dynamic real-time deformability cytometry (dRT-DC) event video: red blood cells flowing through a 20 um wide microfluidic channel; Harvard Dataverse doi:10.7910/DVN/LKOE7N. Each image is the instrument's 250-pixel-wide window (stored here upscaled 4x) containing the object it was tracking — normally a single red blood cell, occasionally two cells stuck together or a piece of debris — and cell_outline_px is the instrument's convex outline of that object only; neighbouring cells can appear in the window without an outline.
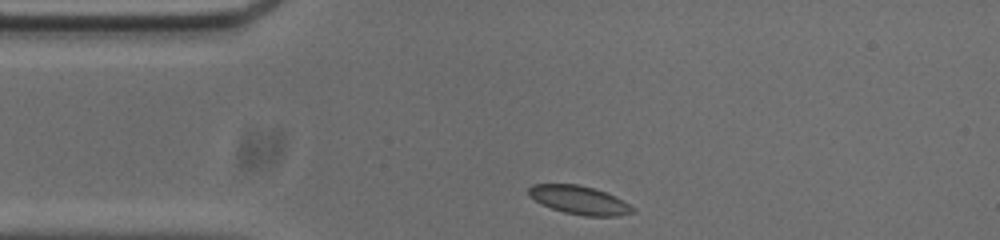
{"species": "common noctule bat (a hibernating species)", "species_latin": "Nyctalus noctula", "temperature_condition": "cold", "stored_images_in_passage": 34, "camera_frame_rate_fps": 3000, "um_per_image_px": 0.085, "animal": {"sex": "male", "body_mass_g": 20.0, "forearm_length_mm": 53.3}, "frame": {"image": 1, "passage_image": 1, "time_ms": 0.0, "image_size_px": [1000, 240], "cell_outline_px": [[636, 212], [616, 216], [584, 216], [564, 212], [552, 208], [528, 196], [528, 188], [532, 184], [580, 184], [616, 196], [636, 208]], "centroid_in_image_um": [49.27, 17.0], "position_along_channel_um": 35.7, "area_um2": 17.22}}
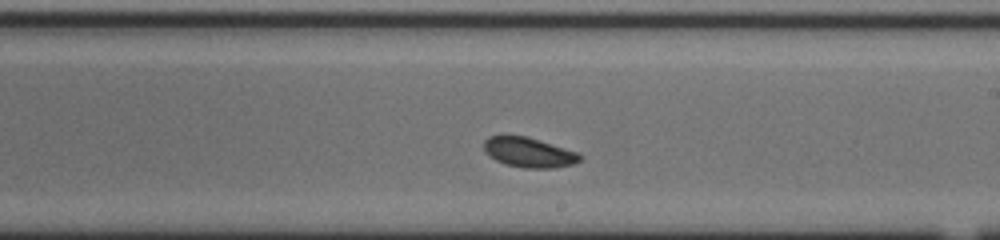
{"frame": {"image": 2, "passage_image": 20, "time_ms": 6.333, "image_size_px": [1000, 240], "cell_outline_px": [[584, 156], [580, 160], [572, 164], [552, 168], [524, 168], [504, 164], [488, 156], [484, 148], [484, 140], [488, 136], [524, 136], [580, 152]], "centroid_in_image_um": [44.97, 12.96], "position_along_channel_um": 244.0, "area_um2": 16.7}}
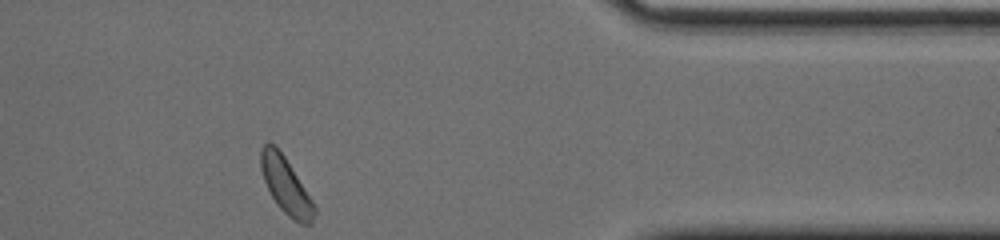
{"frame": {"image": 3, "passage_image": 34, "time_ms": 11.0, "image_size_px": [1000, 240], "cell_outline_px": [[316, 212], [312, 224], [300, 224], [292, 220], [280, 208], [272, 196], [264, 180], [260, 168], [260, 148], [268, 140], [284, 156], [312, 200], [316, 208]], "centroid_in_image_um": [24.29, 15.79], "position_along_channel_um": 387.1, "area_um2": 17.34}, "authors_computed_cell_mechanics": {"area_um2": 16.9354, "velocity_mm_per_s": 3.6786, "shape_relaxation_time_tau1_ms": 2.2459, "shape_relaxation_time_tau2_ms": null, "deformation_change_tau1": 0.0767, "deformation_change_tau2": null}}